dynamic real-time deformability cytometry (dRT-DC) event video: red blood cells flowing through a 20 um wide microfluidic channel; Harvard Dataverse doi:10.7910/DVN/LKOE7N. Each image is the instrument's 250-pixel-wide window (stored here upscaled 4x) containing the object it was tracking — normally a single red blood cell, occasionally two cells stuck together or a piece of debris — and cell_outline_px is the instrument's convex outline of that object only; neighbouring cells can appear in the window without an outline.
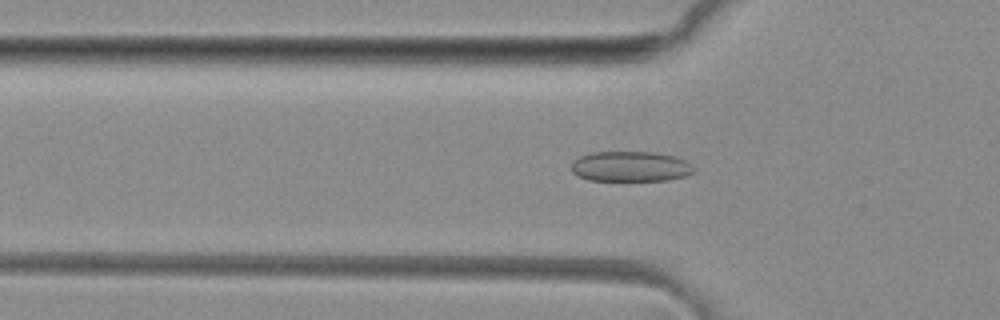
{"species": "common noctule bat (a hibernating species)", "species_latin": "Nyctalus noctula", "temperature_condition": "room temperature", "stored_images_in_passage": 44, "camera_frame_rate_fps": 3000, "um_per_image_px": 0.085, "animal": {"sex": "female", "body_mass_g": 29.2, "forearm_length_mm": 56.3}, "frame": {"image": 1, "passage_image": 11, "time_ms": 3.333, "image_size_px": [1000, 320], "cell_outline_px": [[696, 168], [692, 172], [684, 176], [668, 180], [588, 180], [572, 172], [572, 160], [580, 156], [592, 152], [656, 152], [676, 156], [684, 160]], "centroid_in_image_um": [53.59, 14.14], "position_along_channel_um": 72.2, "area_um2": 21.56}}
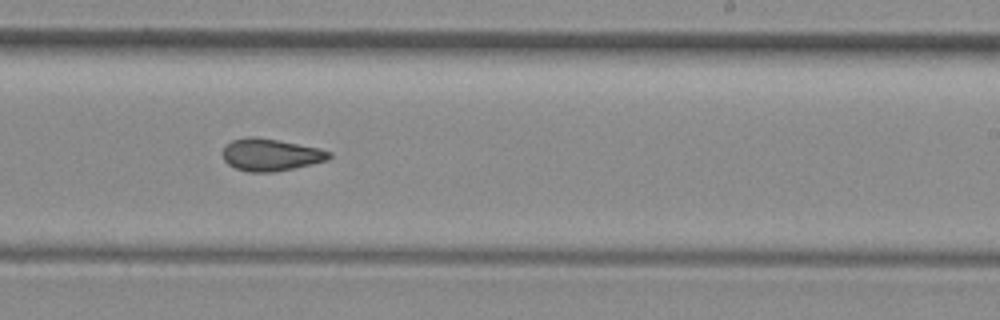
{"frame": {"image": 2, "passage_image": 25, "time_ms": 8.0, "image_size_px": [1000, 320], "cell_outline_px": [[332, 156], [328, 160], [312, 164], [272, 172], [248, 172], [236, 168], [228, 164], [224, 160], [224, 148], [232, 140], [248, 136], [256, 136], [320, 148], [332, 152]], "centroid_in_image_um": [23.03, 13.15], "position_along_channel_um": 266.0, "area_um2": 19.88}}
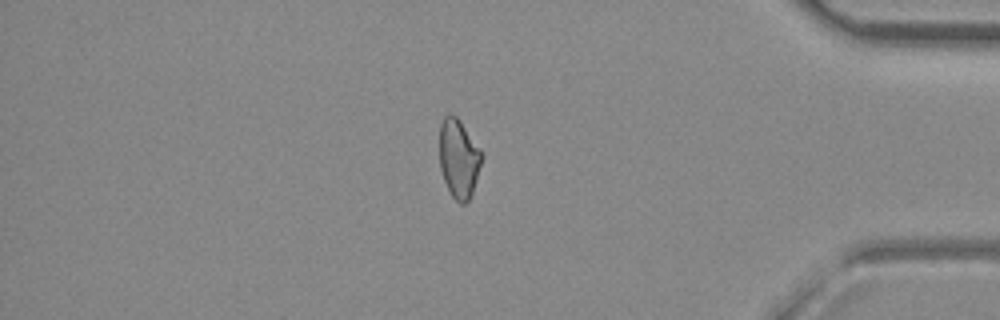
{"frame": {"image": 3, "passage_image": 37, "time_ms": 12.0, "image_size_px": [1000, 320], "cell_outline_px": [[484, 156], [472, 192], [468, 200], [464, 204], [460, 204], [452, 196], [444, 180], [440, 168], [440, 124], [444, 116], [456, 116], [460, 120], [484, 152]], "centroid_in_image_um": [39.02, 13.46], "position_along_channel_um": 396.2, "area_um2": 19.42}, "authors_computed_cell_mechanics": {"area_um2": 20.1722, "velocity_mm_per_s": 4.1478, "shape_relaxation_time_tau1_ms": null, "shape_relaxation_time_tau2_ms": 2.0771, "deformation_change_tau1": null, "deformation_change_tau2": 0.0857}}